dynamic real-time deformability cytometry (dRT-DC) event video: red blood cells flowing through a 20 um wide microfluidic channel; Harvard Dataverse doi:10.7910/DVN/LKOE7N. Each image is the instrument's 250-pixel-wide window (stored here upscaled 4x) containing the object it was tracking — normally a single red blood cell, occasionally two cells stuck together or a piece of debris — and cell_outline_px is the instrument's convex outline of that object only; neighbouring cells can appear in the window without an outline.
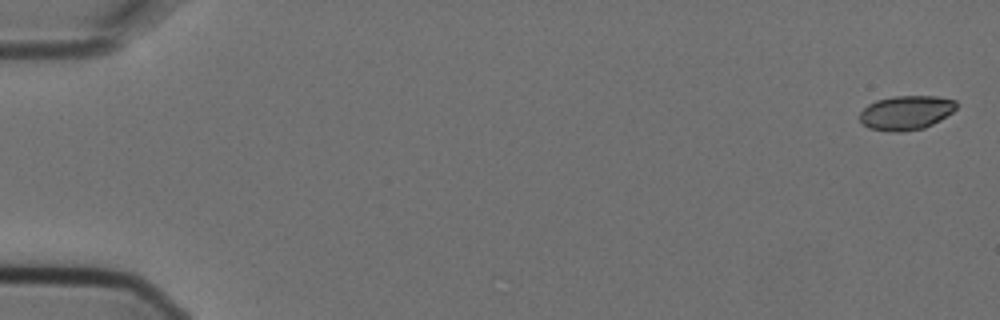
{"species": "Egyptian fruit bat (a non-hibernating species)", "species_latin": "Rousettus aegyptiacus", "temperature_condition": "cold", "stored_images_in_passage": 6, "camera_frame_rate_fps": 3000, "um_per_image_px": 0.085, "animal": {"sex": "female"}, "frame": {"image": 1, "passage_image": 1, "time_ms": 0.0, "image_size_px": [1000, 320], "cell_outline_px": [[956, 108], [952, 112], [940, 120], [924, 128], [900, 132], [896, 132], [868, 128], [860, 120], [860, 112], [868, 104], [876, 100], [896, 96], [936, 96], [956, 100]], "centroid_in_image_um": [77.02, 9.57], "position_along_channel_um": 8.0, "area_um2": 19.19}}
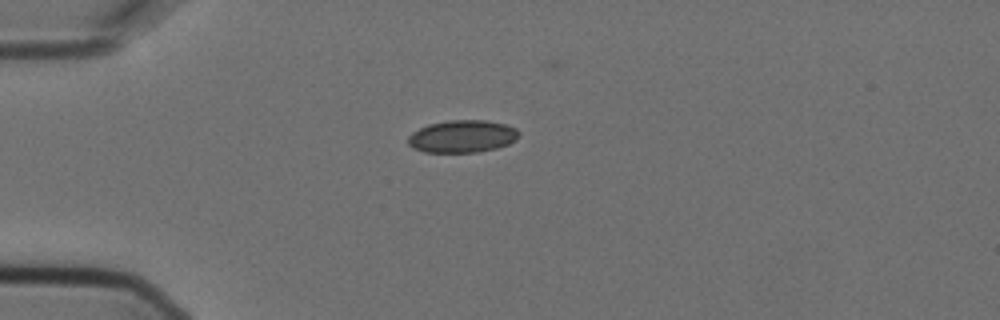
{"frame": {"image": 2, "passage_image": 5, "time_ms": 1.333, "image_size_px": [1000, 320], "cell_outline_px": [[520, 132], [516, 140], [508, 144], [496, 148], [476, 152], [424, 152], [412, 148], [408, 144], [408, 136], [412, 132], [428, 124], [448, 120], [484, 120], [504, 124], [516, 128]], "centroid_in_image_um": [39.28, 11.59], "position_along_channel_um": 45.7, "area_um2": 20.98}}